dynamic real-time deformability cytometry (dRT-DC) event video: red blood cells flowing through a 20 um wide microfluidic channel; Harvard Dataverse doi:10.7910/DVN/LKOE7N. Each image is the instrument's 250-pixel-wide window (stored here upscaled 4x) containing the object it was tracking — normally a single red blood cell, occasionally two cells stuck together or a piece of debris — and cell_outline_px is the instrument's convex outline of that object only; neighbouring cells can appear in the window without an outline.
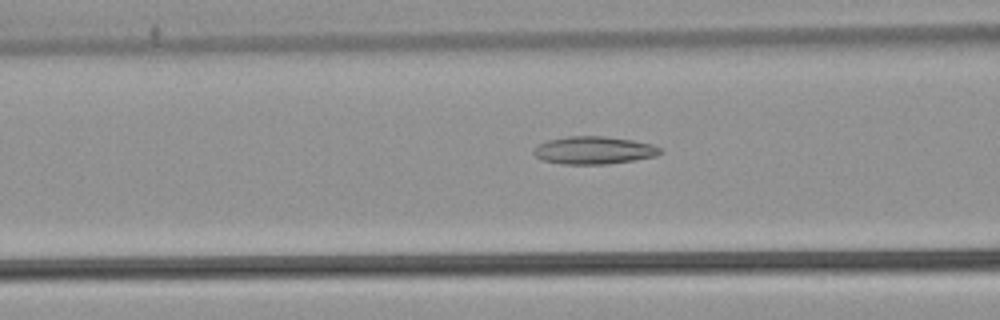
{"species": "common noctule bat (a hibernating species)", "species_latin": "Nyctalus noctula", "temperature_condition": "warm", "stored_images_in_passage": 53, "camera_frame_rate_fps": 3000, "um_per_image_px": 0.085, "animal": {"sex": "male", "body_mass_g": 21.5, "forearm_length_mm": 52.0}, "frame": {"image": 1, "passage_image": 22, "time_ms": 7.0, "image_size_px": [1000, 320], "cell_outline_px": [[664, 152], [656, 156], [608, 164], [560, 164], [544, 160], [536, 156], [532, 152], [532, 148], [536, 144], [548, 140], [568, 136], [604, 136], [632, 140], [652, 144], [660, 148]], "centroid_in_image_um": [50.45, 12.77], "position_along_channel_um": 116.2, "area_um2": 20.52}}
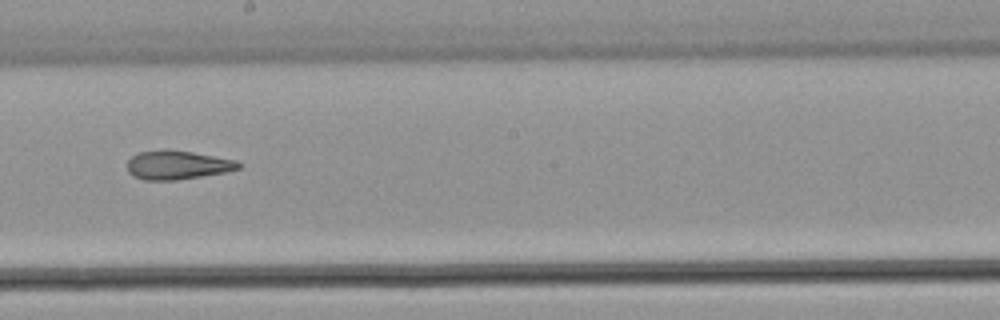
{"frame": {"image": 2, "passage_image": 31, "time_ms": 10.0, "image_size_px": [1000, 320], "cell_outline_px": [[240, 168], [224, 172], [176, 180], [144, 180], [132, 176], [128, 172], [128, 160], [132, 156], [140, 152], [164, 148], [168, 148], [192, 152], [236, 160], [240, 164]], "centroid_in_image_um": [15.03, 14.01], "position_along_channel_um": 233.2, "area_um2": 18.73}}
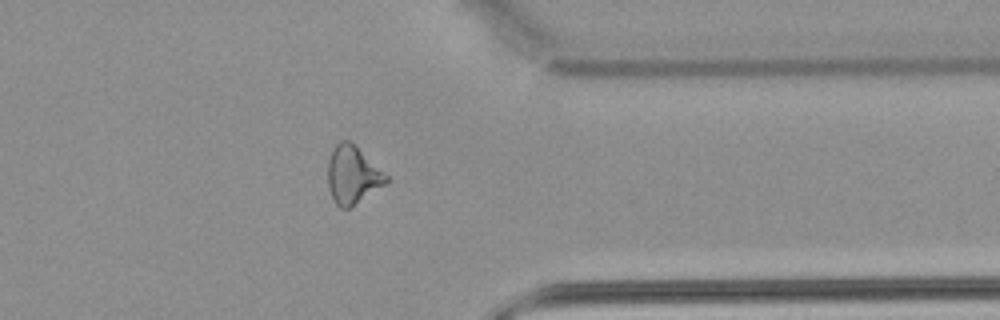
{"frame": {"image": 3, "passage_image": 43, "time_ms": 14.0, "image_size_px": [1000, 320], "cell_outline_px": [[388, 180], [384, 184], [348, 208], [340, 208], [336, 204], [328, 188], [328, 160], [332, 148], [340, 140], [348, 140], [388, 176]], "centroid_in_image_um": [29.92, 14.86], "position_along_channel_um": 381.5, "area_um2": 19.02}, "authors_computed_cell_mechanics": {"area_um2": 20.519, "velocity_mm_per_s": 3.9076, "shape_relaxation_time_tau1_ms": null, "shape_relaxation_time_tau2_ms": 2.4896, "deformation_change_tau1": null, "deformation_change_tau2": 0.1211}}